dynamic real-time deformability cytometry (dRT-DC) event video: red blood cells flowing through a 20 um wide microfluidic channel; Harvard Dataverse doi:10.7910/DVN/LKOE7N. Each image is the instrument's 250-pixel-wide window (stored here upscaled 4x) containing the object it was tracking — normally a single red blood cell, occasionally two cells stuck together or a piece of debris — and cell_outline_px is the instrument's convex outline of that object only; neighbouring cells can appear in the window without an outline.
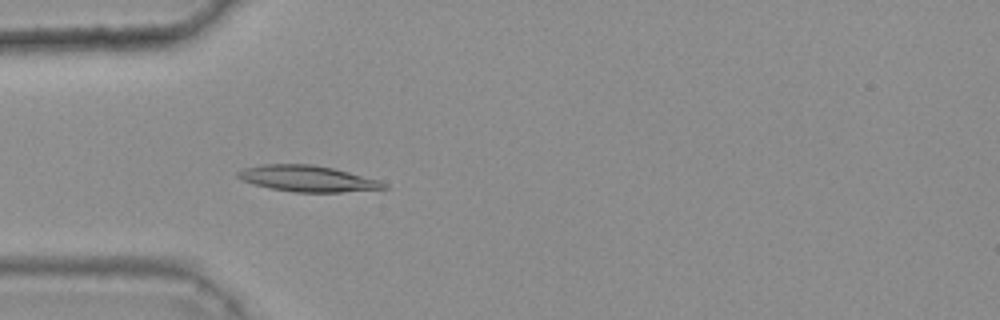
{"species": "common noctule bat (a hibernating species)", "species_latin": "Nyctalus noctula", "temperature_condition": "warm", "stored_images_in_passage": 45, "camera_frame_rate_fps": 3000, "um_per_image_px": 0.085, "animal": {"sex": "female", "body_mass_g": 25.1}, "frame": {"image": 1, "passage_image": 16, "time_ms": 5.0, "image_size_px": [1000, 320], "cell_outline_px": [[388, 188], [340, 192], [292, 192], [268, 188], [252, 184], [240, 180], [236, 176], [236, 172], [244, 168], [260, 164], [312, 164], [332, 168], [380, 180], [388, 184]], "centroid_in_image_um": [26.09, 15.18], "position_along_channel_um": 58.9, "area_um2": 22.37}}
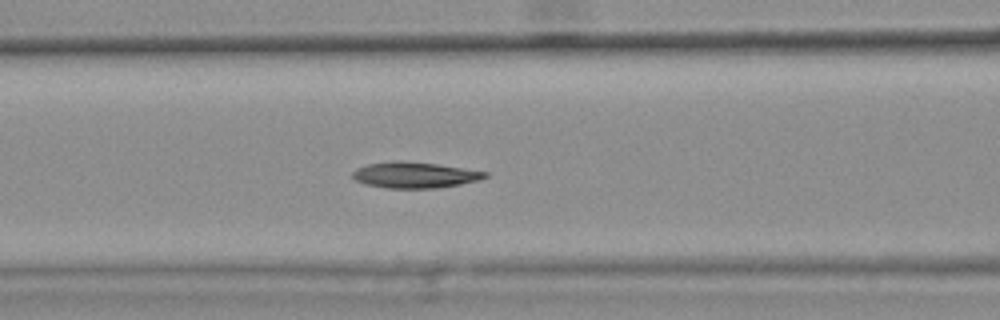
{"frame": {"image": 2, "passage_image": 22, "time_ms": 7.0, "image_size_px": [1000, 320], "cell_outline_px": [[488, 176], [480, 180], [460, 184], [436, 188], [384, 188], [364, 184], [356, 180], [352, 176], [352, 172], [356, 168], [368, 164], [396, 160], [436, 164], [488, 172]], "centroid_in_image_um": [35.22, 14.88], "position_along_channel_um": 131.4, "area_um2": 20.0}}
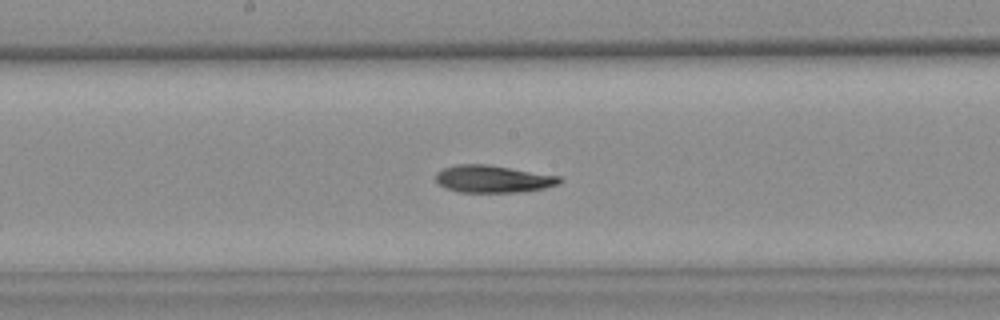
{"frame": {"image": 3, "passage_image": 28, "time_ms": 9.0, "image_size_px": [1000, 320], "cell_outline_px": [[564, 180], [560, 184], [544, 188], [520, 192], [460, 192], [444, 188], [436, 180], [436, 172], [444, 168], [456, 164], [488, 164], [560, 176]], "centroid_in_image_um": [41.92, 15.21], "position_along_channel_um": 206.3, "area_um2": 19.83}, "authors_computed_cell_mechanics": {"area_um2": 20.5768, "velocity_mm_per_s": 3.7642, "shape_relaxation_time_tau1_ms": 10.3979, "shape_relaxation_time_tau2_ms": 7.5417, "deformation_change_tau1": 0.2245, "deformation_change_tau2": 0.1529}}